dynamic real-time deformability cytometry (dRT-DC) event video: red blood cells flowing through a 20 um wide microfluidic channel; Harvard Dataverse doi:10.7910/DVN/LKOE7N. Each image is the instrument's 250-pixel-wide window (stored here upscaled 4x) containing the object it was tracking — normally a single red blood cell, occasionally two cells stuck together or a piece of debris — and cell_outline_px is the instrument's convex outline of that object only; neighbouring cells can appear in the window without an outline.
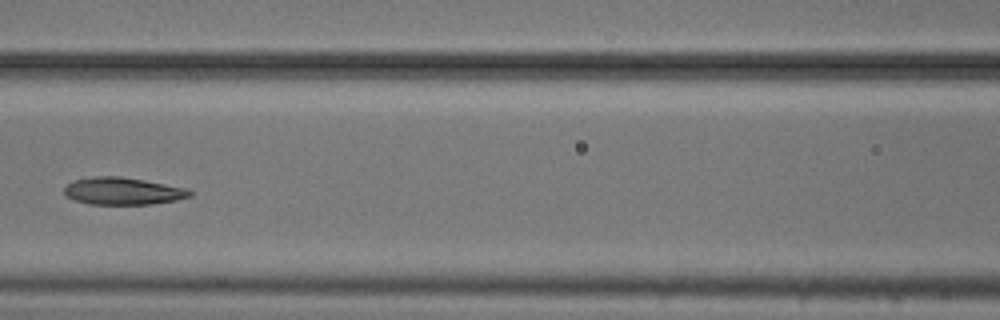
{"species": "common noctule bat (a hibernating species)", "species_latin": "Nyctalus noctula", "temperature_condition": "cold", "stored_images_in_passage": 9, "camera_frame_rate_fps": 3000, "um_per_image_px": 0.085, "animal": {"sex": "male", "body_mass_g": 20.5, "forearm_length_mm": 52.5}, "frame": {"image": 1, "passage_image": 6, "time_ms": 1.667, "image_size_px": [1000, 320], "cell_outline_px": [[192, 196], [176, 200], [152, 204], [88, 204], [64, 196], [64, 188], [72, 180], [96, 176], [120, 176], [144, 180], [188, 188], [192, 192]], "centroid_in_image_um": [10.44, 16.24], "position_along_channel_um": 156.2, "area_um2": 20.06}}
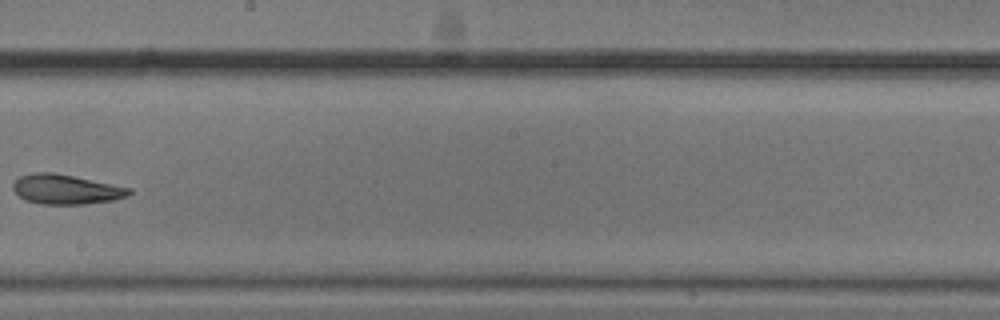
{"frame": {"image": 2, "passage_image": 8, "time_ms": 2.333, "image_size_px": [1000, 320], "cell_outline_px": [[132, 192], [128, 196], [112, 200], [84, 204], [44, 204], [24, 200], [12, 188], [12, 184], [20, 176], [36, 172], [52, 172], [132, 188]], "centroid_in_image_um": [5.61, 16.09], "position_along_channel_um": 242.6, "area_um2": 19.88}}
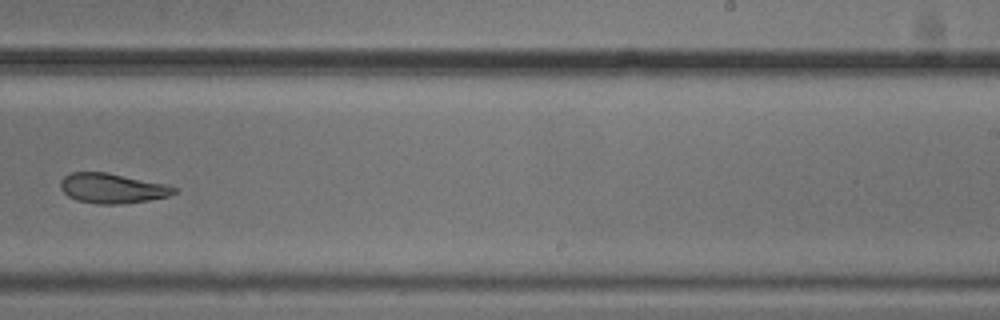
{"frame": {"image": 3, "passage_image": 9, "time_ms": 2.667, "image_size_px": [1000, 320], "cell_outline_px": [[180, 188], [176, 192], [168, 196], [148, 200], [120, 204], [100, 204], [76, 200], [68, 196], [60, 188], [60, 180], [64, 176], [72, 172], [108, 172], [164, 184]], "centroid_in_image_um": [9.53, 16.0], "position_along_channel_um": 279.5, "area_um2": 19.77}}